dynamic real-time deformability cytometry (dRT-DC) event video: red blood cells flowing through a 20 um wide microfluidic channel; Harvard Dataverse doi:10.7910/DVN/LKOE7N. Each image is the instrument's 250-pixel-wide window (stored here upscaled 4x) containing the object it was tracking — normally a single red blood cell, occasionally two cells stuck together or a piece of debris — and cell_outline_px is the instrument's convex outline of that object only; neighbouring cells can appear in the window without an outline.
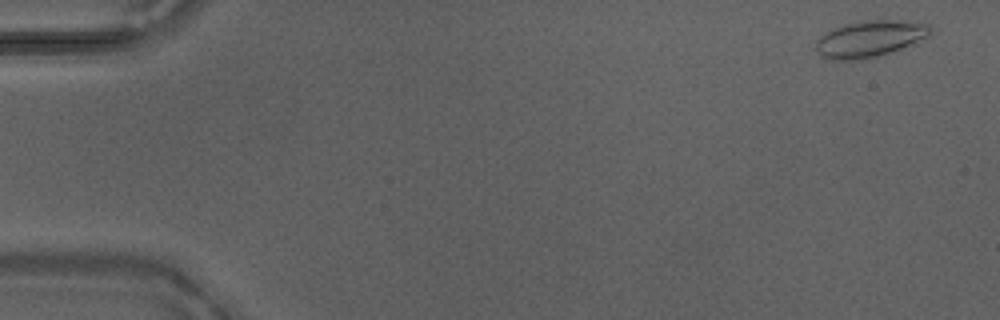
{"species": "Egyptian fruit bat (a non-hibernating species)", "species_latin": "Rousettus aegyptiacus", "temperature_condition": "warm", "stored_images_in_passage": 50, "camera_frame_rate_fps": 3000, "um_per_image_px": 0.085, "animal": {"sex": "male"}, "frame": {"image": 1, "passage_image": 3, "time_ms": 0.667, "image_size_px": [1000, 320], "cell_outline_px": [[932, 32], [928, 36], [916, 44], [880, 56], [864, 60], [832, 60], [816, 52], [812, 48], [816, 40], [824, 32], [832, 28], [844, 24], [860, 20], [896, 20], [928, 24], [932, 28]], "centroid_in_image_um": [73.91, 3.31], "position_along_channel_um": 11.1, "area_um2": 25.03}}
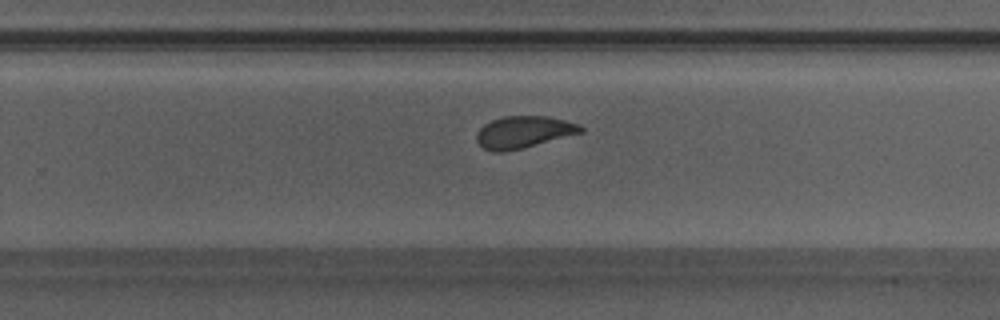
{"frame": {"image": 2, "passage_image": 33, "time_ms": 10.667, "image_size_px": [1000, 320], "cell_outline_px": [[584, 132], [504, 152], [492, 152], [484, 148], [476, 140], [476, 132], [484, 124], [492, 120], [504, 116], [548, 116], [580, 124], [584, 128]], "centroid_in_image_um": [44.5, 11.22], "position_along_channel_um": 285.3, "area_um2": 19.31}}
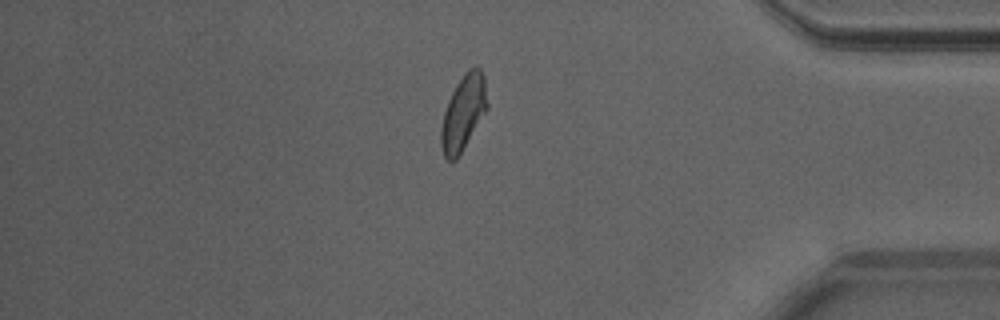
{"frame": {"image": 3, "passage_image": 43, "time_ms": 14.0, "image_size_px": [1000, 320], "cell_outline_px": [[488, 108], [456, 160], [448, 160], [444, 156], [440, 144], [440, 128], [444, 112], [448, 100], [456, 84], [468, 68], [480, 68], [484, 76], [488, 104]], "centroid_in_image_um": [39.37, 9.58], "position_along_channel_um": 395.8, "area_um2": 20.11}, "authors_computed_cell_mechanics": {"area_um2": 20.2878, "velocity_mm_per_s": 4.1851, "shape_relaxation_time_tau1_ms": 4.3378, "shape_relaxation_time_tau2_ms": 1.6137, "deformation_change_tau1": 0.1392, "deformation_change_tau2": 0.0813}}